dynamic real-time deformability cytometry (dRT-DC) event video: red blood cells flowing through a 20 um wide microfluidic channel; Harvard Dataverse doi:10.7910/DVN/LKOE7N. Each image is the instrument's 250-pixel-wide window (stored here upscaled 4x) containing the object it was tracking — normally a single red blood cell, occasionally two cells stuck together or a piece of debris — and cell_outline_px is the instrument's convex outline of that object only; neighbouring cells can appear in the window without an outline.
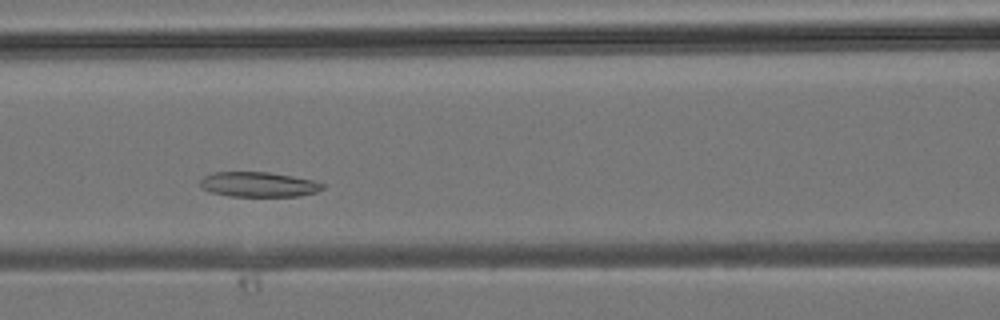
{"species": "common noctule bat (a hibernating species)", "species_latin": "Nyctalus noctula", "temperature_condition": "room temperature", "stored_images_in_passage": 26, "camera_frame_rate_fps": 3000, "um_per_image_px": 0.085, "animal": {"sex": "male", "body_mass_g": 19.2, "forearm_length_mm": 51.8}, "frame": {"image": 1, "passage_image": 10, "time_ms": 3.0, "image_size_px": [1000, 320], "cell_outline_px": [[324, 188], [316, 192], [300, 196], [228, 196], [212, 192], [200, 188], [200, 180], [204, 176], [216, 172], [268, 172], [316, 180], [324, 184]], "centroid_in_image_um": [21.99, 15.68], "position_along_channel_um": 144.6, "area_um2": 17.86}}
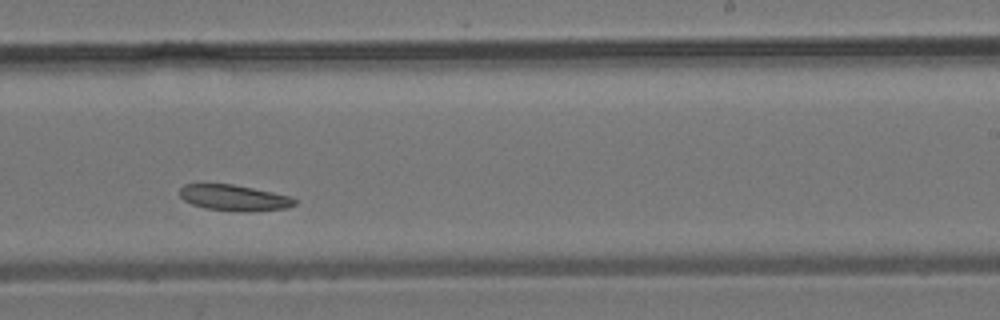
{"frame": {"image": 2, "passage_image": 17, "time_ms": 5.333, "image_size_px": [1000, 320], "cell_outline_px": [[296, 204], [288, 208], [248, 212], [236, 212], [204, 208], [192, 204], [184, 200], [180, 196], [180, 188], [184, 184], [232, 184], [292, 196], [296, 200]], "centroid_in_image_um": [19.92, 16.82], "position_along_channel_um": 269.1, "area_um2": 17.51}}
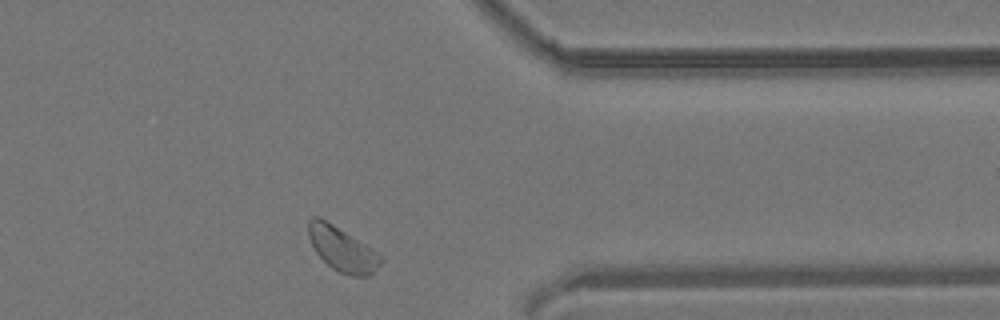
{"frame": {"image": 3, "passage_image": 24, "time_ms": 7.667, "image_size_px": [1000, 320], "cell_outline_px": [[384, 260], [368, 276], [352, 276], [340, 272], [332, 268], [316, 252], [308, 236], [308, 220], [312, 216], [320, 216], [372, 248], [384, 256]], "centroid_in_image_um": [29.09, 21.15], "position_along_channel_um": 382.3, "area_um2": 18.61}}